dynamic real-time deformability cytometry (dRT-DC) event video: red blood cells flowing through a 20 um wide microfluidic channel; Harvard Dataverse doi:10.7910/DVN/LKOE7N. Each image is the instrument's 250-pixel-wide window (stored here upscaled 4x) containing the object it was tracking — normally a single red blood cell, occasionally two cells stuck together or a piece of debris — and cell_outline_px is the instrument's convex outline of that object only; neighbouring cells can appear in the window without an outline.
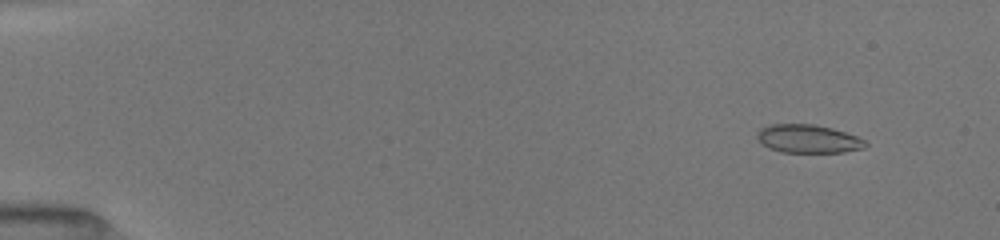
{"species": "common noctule bat (a hibernating species)", "species_latin": "Nyctalus noctula", "temperature_condition": "room temperature", "stored_images_in_passage": 30, "camera_frame_rate_fps": 3000, "um_per_image_px": 0.085, "animal": {"sex": "female", "body_mass_g": 19.5, "forearm_length_mm": 54.1}, "frame": {"image": 1, "passage_image": 4, "time_ms": 1.333, "image_size_px": [1000, 240], "cell_outline_px": [[868, 144], [864, 148], [844, 152], [780, 152], [768, 148], [760, 144], [756, 136], [756, 132], [760, 128], [768, 124], [812, 124], [832, 128], [856, 136], [864, 140]], "centroid_in_image_um": [68.63, 11.8], "position_along_channel_um": 16.4, "area_um2": 18.03}}
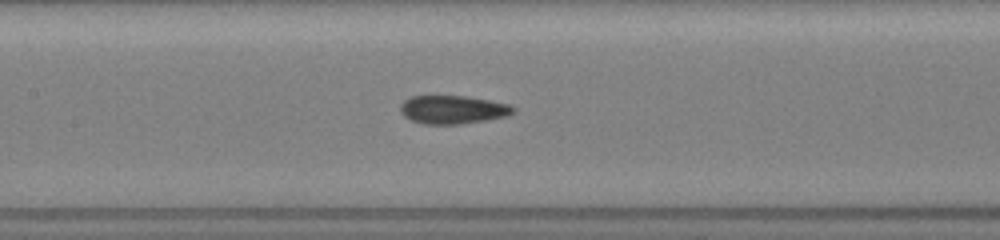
{"frame": {"image": 2, "passage_image": 18, "time_ms": 8.333, "image_size_px": [1000, 240], "cell_outline_px": [[516, 112], [508, 116], [460, 124], [424, 124], [412, 120], [404, 116], [400, 112], [400, 104], [404, 100], [412, 96], [464, 96], [488, 100], [508, 104], [516, 108]], "centroid_in_image_um": [38.49, 9.32], "position_along_channel_um": 168.9, "area_um2": 18.61}}
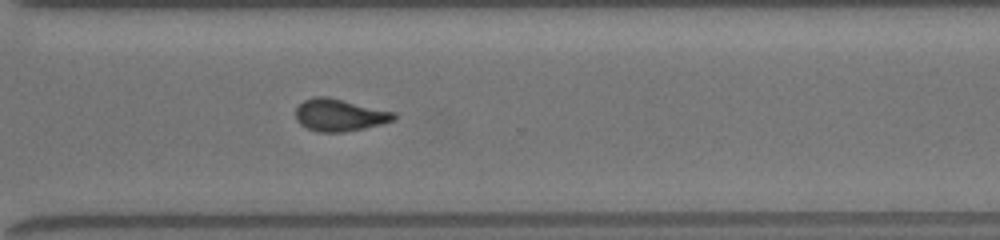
{"frame": {"image": 3, "passage_image": 30, "time_ms": 12.667, "image_size_px": [1000, 240], "cell_outline_px": [[396, 120], [364, 128], [344, 132], [316, 132], [300, 124], [296, 120], [296, 108], [304, 100], [316, 96], [328, 96], [396, 112]], "centroid_in_image_um": [28.87, 9.77], "position_along_channel_um": 341.7, "area_um2": 18.55}}